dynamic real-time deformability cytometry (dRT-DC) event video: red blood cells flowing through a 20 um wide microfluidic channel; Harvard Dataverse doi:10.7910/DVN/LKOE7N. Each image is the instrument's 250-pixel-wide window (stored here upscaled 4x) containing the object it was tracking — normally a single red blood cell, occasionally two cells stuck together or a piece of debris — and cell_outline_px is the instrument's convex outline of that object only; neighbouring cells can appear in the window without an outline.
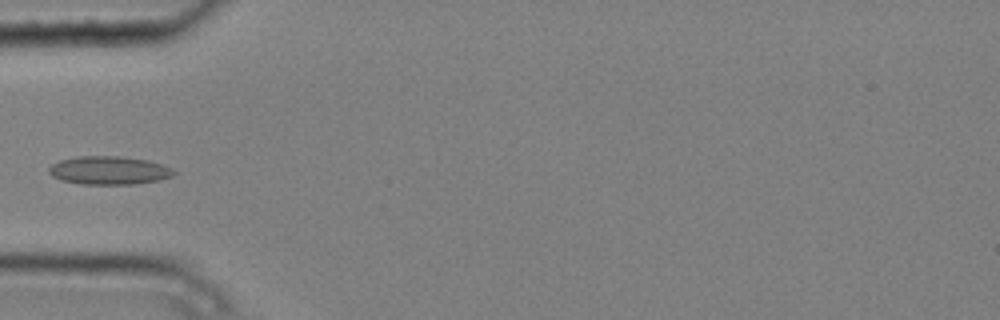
{"species": "common noctule bat (a hibernating species)", "species_latin": "Nyctalus noctula", "temperature_condition": "cold", "stored_images_in_passage": 6, "camera_frame_rate_fps": 3000, "um_per_image_px": 0.085, "animal": {"sex": "male", "body_mass_g": 20.4}, "frame": {"image": 1, "passage_image": 5, "time_ms": 1.333, "image_size_px": [1000, 320], "cell_outline_px": [[176, 172], [172, 176], [156, 180], [136, 184], [80, 184], [64, 180], [52, 176], [48, 172], [48, 168], [52, 164], [60, 160], [80, 156], [120, 156], [148, 160], [172, 168]], "centroid_in_image_um": [9.25, 14.48], "position_along_channel_um": 75.7, "area_um2": 20.46}}
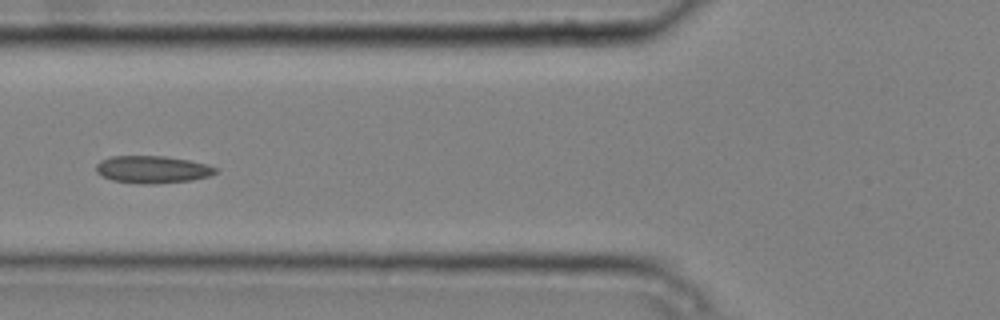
{"frame": {"image": 2, "passage_image": 6, "time_ms": 1.667, "image_size_px": [1000, 320], "cell_outline_px": [[220, 172], [208, 176], [192, 180], [152, 184], [144, 184], [112, 180], [96, 172], [96, 164], [100, 160], [112, 156], [164, 156], [188, 160], [208, 164], [220, 168]], "centroid_in_image_um": [13.01, 14.4], "position_along_channel_um": 112.8, "area_um2": 19.13}}